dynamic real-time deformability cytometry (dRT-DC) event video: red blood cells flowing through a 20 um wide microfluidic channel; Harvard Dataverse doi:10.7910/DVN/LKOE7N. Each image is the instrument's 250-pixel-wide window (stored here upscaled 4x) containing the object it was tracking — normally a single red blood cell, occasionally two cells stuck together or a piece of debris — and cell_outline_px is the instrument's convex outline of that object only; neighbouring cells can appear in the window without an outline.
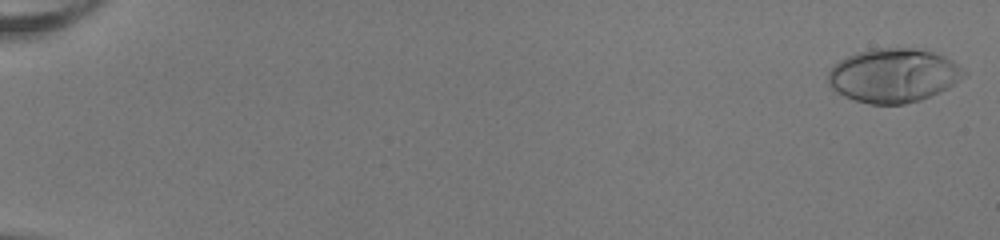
{"species": "human", "species_latin": "Homo sapiens", "temperature_condition": "room temperature", "stored_images_in_passage": 52, "camera_frame_rate_fps": 3000, "um_per_image_px": 0.085, "donor": {"sex": "female"}, "frame": {"image": 1, "passage_image": 1, "time_ms": 0.0, "image_size_px": [1000, 240], "cell_outline_px": [[968, 72], [964, 76], [948, 88], [940, 92], [920, 100], [904, 104], [868, 104], [844, 96], [836, 92], [828, 84], [828, 72], [840, 60], [848, 56], [872, 48], [924, 48], [944, 56], [952, 60]], "centroid_in_image_um": [75.97, 6.41], "position_along_channel_um": 9.0, "area_um2": 42.77}}
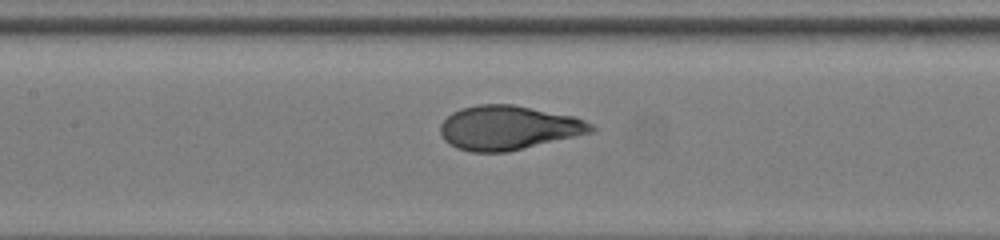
{"frame": {"image": 2, "passage_image": 27, "time_ms": 8.667, "image_size_px": [1000, 240], "cell_outline_px": [[596, 132], [508, 152], [472, 152], [456, 148], [448, 144], [440, 136], [440, 124], [452, 112], [460, 108], [476, 104], [512, 104], [576, 116], [592, 124], [596, 128]], "centroid_in_image_um": [43.23, 10.86], "position_along_channel_um": 164.2, "area_um2": 39.42}}
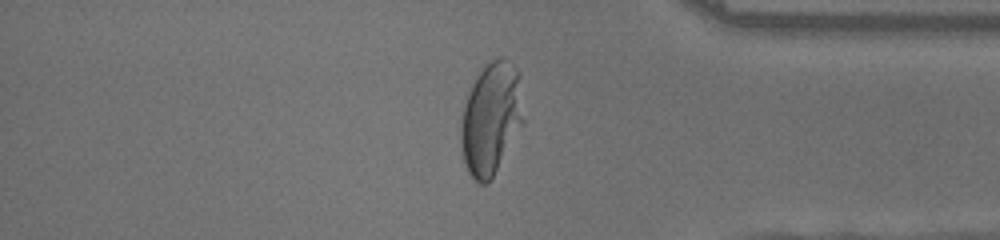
{"frame": {"image": 3, "passage_image": 45, "time_ms": 14.667, "image_size_px": [1000, 240], "cell_outline_px": [[524, 124], [492, 180], [488, 184], [480, 184], [468, 172], [460, 148], [460, 120], [468, 92], [472, 84], [480, 72], [492, 60], [500, 56], [512, 60], [520, 72], [524, 120]], "centroid_in_image_um": [41.77, 10.08], "position_along_channel_um": 393.4, "area_um2": 41.85}, "authors_computed_cell_mechanics": {"area_um2": 39.2173, "velocity_mm_per_s": 4.0285, "shape_relaxation_time_tau1_ms": 5.1621, "shape_relaxation_time_tau2_ms": null, "deformation_change_tau1": 0.2794, "deformation_change_tau2": null}}